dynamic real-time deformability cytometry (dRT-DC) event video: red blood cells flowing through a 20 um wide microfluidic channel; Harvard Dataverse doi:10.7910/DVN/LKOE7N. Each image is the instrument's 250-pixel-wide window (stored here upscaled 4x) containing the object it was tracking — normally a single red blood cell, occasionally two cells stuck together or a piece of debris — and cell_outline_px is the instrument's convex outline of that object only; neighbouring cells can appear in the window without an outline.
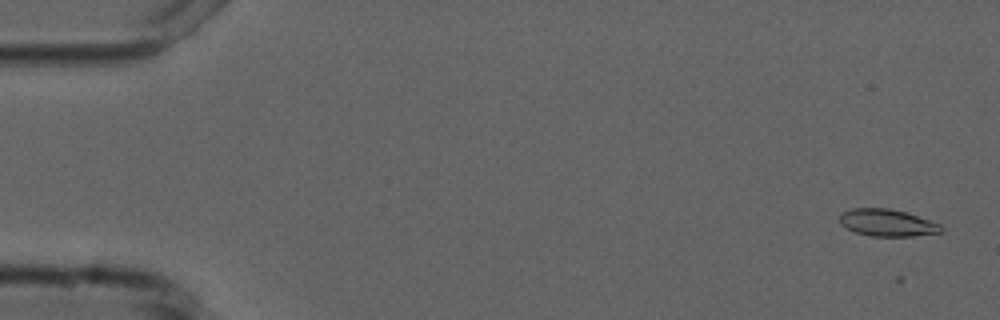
{"species": "common noctule bat (a hibernating species)", "species_latin": "Nyctalus noctula", "temperature_condition": "cold", "stored_images_in_passage": 4, "camera_frame_rate_fps": 3000, "um_per_image_px": 0.085, "animal": {"sex": "male", "forearm_length_mm": 52.5}, "frame": {"image": 1, "passage_image": 1, "time_ms": 0.0, "image_size_px": [1000, 320], "cell_outline_px": [[944, 228], [940, 232], [912, 236], [872, 236], [856, 232], [840, 224], [840, 216], [844, 212], [852, 208], [888, 208], [904, 212], [940, 224]], "centroid_in_image_um": [75.41, 18.93], "position_along_channel_um": 9.6, "area_um2": 15.66}}
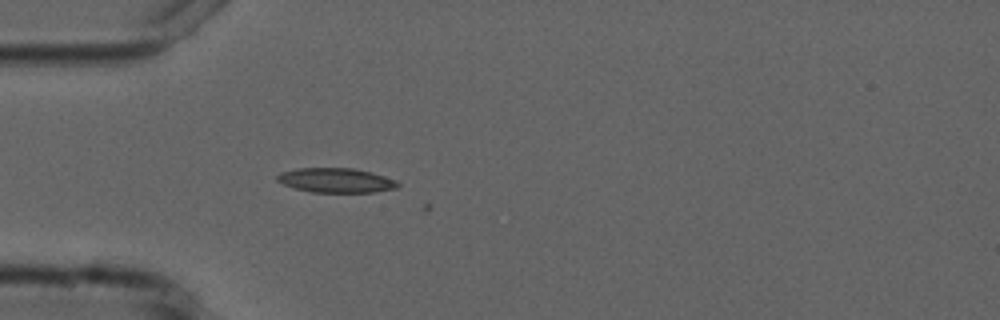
{"frame": {"image": 2, "passage_image": 4, "time_ms": 4.667, "image_size_px": [1000, 320], "cell_outline_px": [[400, 184], [396, 188], [376, 192], [312, 192], [296, 188], [284, 184], [276, 180], [276, 176], [280, 172], [296, 168], [352, 168], [372, 172], [396, 180]], "centroid_in_image_um": [28.56, 15.32], "position_along_channel_um": 56.4, "area_um2": 17.22}}